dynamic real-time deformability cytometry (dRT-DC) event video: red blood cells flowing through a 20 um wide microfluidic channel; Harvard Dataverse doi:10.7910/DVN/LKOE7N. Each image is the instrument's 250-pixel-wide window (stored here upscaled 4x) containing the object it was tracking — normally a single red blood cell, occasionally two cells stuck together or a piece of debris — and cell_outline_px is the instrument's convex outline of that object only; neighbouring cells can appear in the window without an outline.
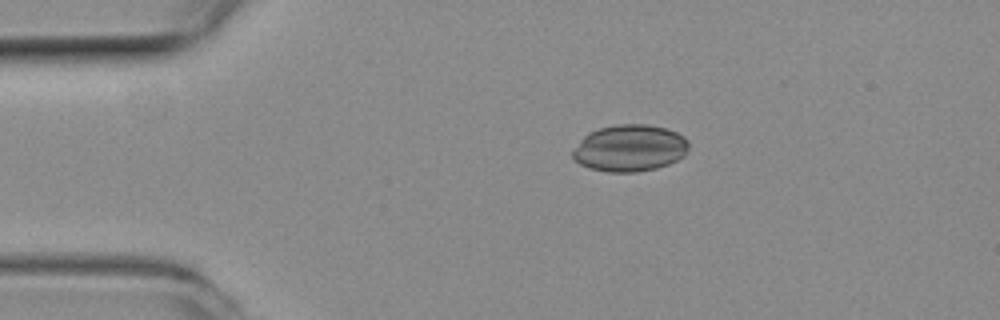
{"species": "common noctule bat (a hibernating species)", "species_latin": "Nyctalus noctula", "temperature_condition": "room temperature", "stored_images_in_passage": 43, "camera_frame_rate_fps": 3000, "um_per_image_px": 0.085, "animal": {"sex": "female", "body_mass_g": 19.3, "forearm_length_mm": 54.1}, "frame": {"image": 1, "passage_image": 1, "time_ms": 0.0, "image_size_px": [1000, 320], "cell_outline_px": [[688, 152], [684, 156], [668, 164], [656, 168], [636, 172], [608, 172], [588, 168], [580, 164], [572, 156], [572, 152], [580, 140], [588, 132], [600, 128], [616, 124], [644, 124], [664, 128], [676, 132], [684, 136], [688, 140]], "centroid_in_image_um": [53.53, 12.59], "position_along_channel_um": 31.5, "area_um2": 31.67}}
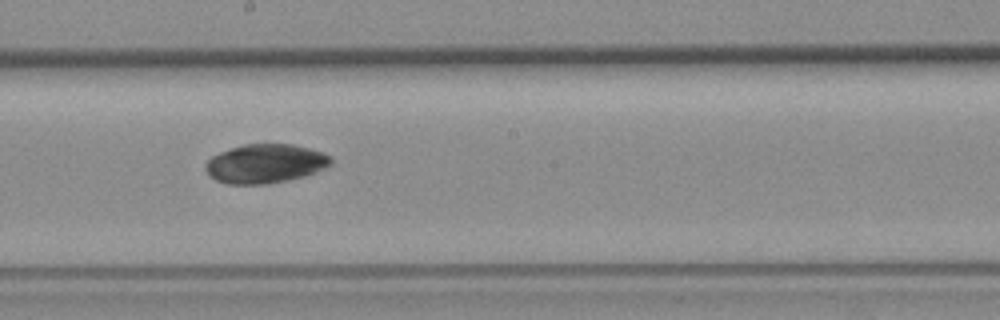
{"frame": {"image": 2, "passage_image": 19, "time_ms": 6.0, "image_size_px": [1000, 320], "cell_outline_px": [[332, 164], [316, 172], [304, 176], [288, 180], [268, 184], [228, 184], [216, 180], [208, 176], [204, 168], [204, 164], [212, 156], [220, 152], [244, 144], [292, 144], [308, 148], [332, 156]], "centroid_in_image_um": [22.53, 13.92], "position_along_channel_um": 225.7, "area_um2": 28.61}}
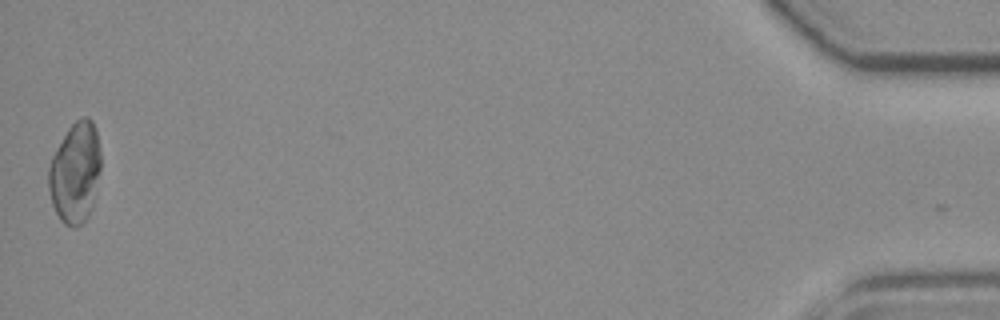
{"frame": {"image": 3, "passage_image": 42, "time_ms": 13.667, "image_size_px": [1000, 320], "cell_outline_px": [[100, 168], [92, 208], [88, 216], [76, 228], [72, 228], [64, 224], [60, 220], [52, 204], [48, 188], [48, 168], [52, 156], [56, 148], [68, 128], [76, 120], [84, 116], [88, 116], [92, 120], [96, 128], [100, 152]], "centroid_in_image_um": [6.38, 14.67], "position_along_channel_um": 428.8, "area_um2": 30.81}, "authors_computed_cell_mechanics": {"area_um2": 29.0734, "velocity_mm_per_s": 3.9877, "shape_relaxation_time_tau1_ms": null, "shape_relaxation_time_tau2_ms": 9.7419, "deformation_change_tau1": null, "deformation_change_tau2": 0.0468}}